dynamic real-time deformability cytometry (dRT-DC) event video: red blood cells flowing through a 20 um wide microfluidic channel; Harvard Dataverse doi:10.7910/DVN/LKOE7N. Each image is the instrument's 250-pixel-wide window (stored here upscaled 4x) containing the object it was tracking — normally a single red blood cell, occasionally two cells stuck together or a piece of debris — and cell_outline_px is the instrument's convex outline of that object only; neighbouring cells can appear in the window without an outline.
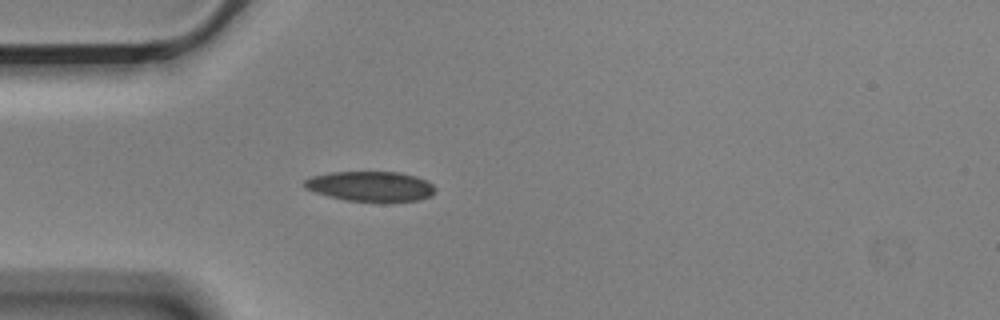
{"species": "Egyptian fruit bat (a non-hibernating species)", "species_latin": "Rousettus aegyptiacus", "temperature_condition": "cold", "stored_images_in_passage": 4, "camera_frame_rate_fps": 3000, "um_per_image_px": 0.085, "animal": {"sex": "male"}, "frame": {"image": 1, "passage_image": 4, "time_ms": 1.0, "image_size_px": [1000, 320], "cell_outline_px": [[436, 192], [432, 196], [420, 200], [384, 204], [344, 200], [328, 196], [304, 188], [300, 184], [308, 176], [328, 172], [400, 172], [416, 176], [428, 180], [436, 188]], "centroid_in_image_um": [31.51, 15.87], "position_along_channel_um": 53.5, "area_um2": 24.04}}